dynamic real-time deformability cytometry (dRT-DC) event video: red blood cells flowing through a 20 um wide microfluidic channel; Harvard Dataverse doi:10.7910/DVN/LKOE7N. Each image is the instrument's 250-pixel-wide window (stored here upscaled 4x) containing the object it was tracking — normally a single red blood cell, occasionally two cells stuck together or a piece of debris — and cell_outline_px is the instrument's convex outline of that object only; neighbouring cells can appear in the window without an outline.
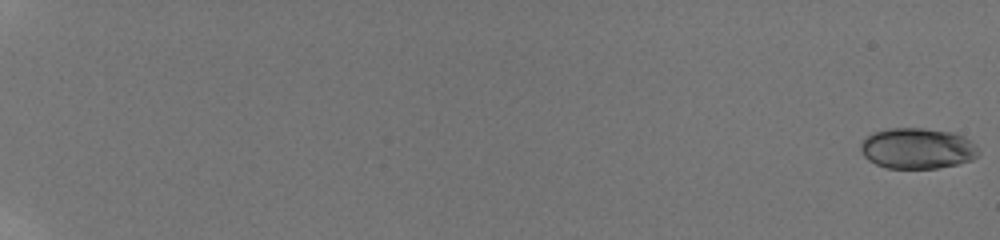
{"species": "human", "species_latin": "Homo sapiens", "temperature_condition": "room temperature", "stored_images_in_passage": 59, "camera_frame_rate_fps": 3000, "um_per_image_px": 0.085, "donor": {"sex": "male"}, "frame": {"image": 1, "passage_image": 1, "time_ms": 0.0, "image_size_px": [1000, 240], "cell_outline_px": [[980, 152], [972, 160], [956, 164], [936, 168], [888, 168], [876, 164], [868, 160], [864, 156], [860, 148], [860, 144], [872, 132], [888, 128], [924, 128], [952, 132], [964, 136], [976, 144], [980, 148]], "centroid_in_image_um": [78.0, 12.6], "position_along_channel_um": 7.0, "area_um2": 28.15}}
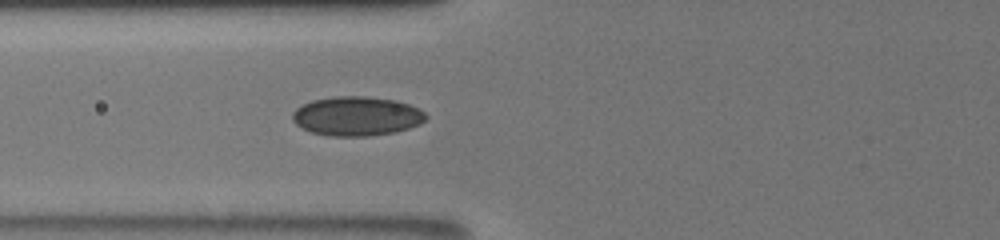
{"frame": {"image": 2, "passage_image": 28, "time_ms": 9.0, "image_size_px": [1000, 240], "cell_outline_px": [[428, 116], [420, 124], [396, 132], [368, 136], [332, 136], [312, 132], [296, 124], [292, 120], [292, 112], [300, 104], [312, 100], [336, 96], [364, 96], [396, 100], [420, 108]], "centroid_in_image_um": [30.32, 9.86], "position_along_channel_um": 95.5, "area_um2": 30.63}}
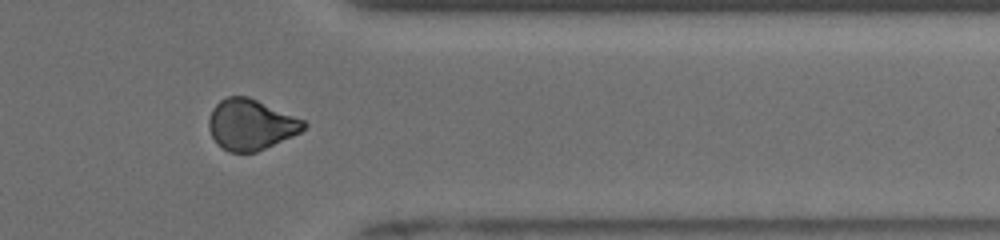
{"frame": {"image": 3, "passage_image": 51, "time_ms": 16.667, "image_size_px": [1000, 240], "cell_outline_px": [[308, 124], [300, 132], [292, 136], [256, 152], [228, 152], [216, 144], [208, 128], [208, 120], [212, 108], [220, 100], [228, 96], [248, 96], [304, 120]], "centroid_in_image_um": [21.28, 10.59], "position_along_channel_um": 390.1, "area_um2": 27.98}, "authors_computed_cell_mechanics": {"area_um2": 28.1486, "velocity_mm_per_s": 3.8809, "shape_relaxation_time_tau1_ms": 11.2394, "shape_relaxation_time_tau2_ms": 3.2979, "deformation_change_tau1": 0.1225, "deformation_change_tau2": 0.0664}}